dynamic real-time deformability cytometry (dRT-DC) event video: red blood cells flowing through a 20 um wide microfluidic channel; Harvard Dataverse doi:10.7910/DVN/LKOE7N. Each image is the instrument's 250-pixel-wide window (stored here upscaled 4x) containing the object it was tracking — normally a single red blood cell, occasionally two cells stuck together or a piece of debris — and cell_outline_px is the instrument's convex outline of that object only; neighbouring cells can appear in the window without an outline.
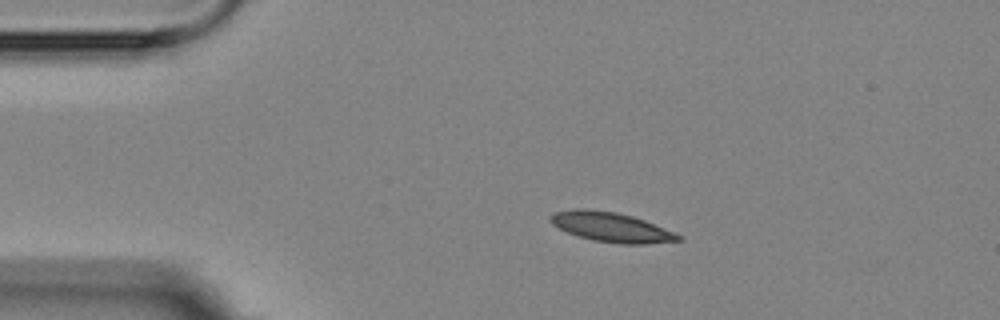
{"species": "Egyptian fruit bat (a non-hibernating species)", "species_latin": "Rousettus aegyptiacus", "temperature_condition": "room temperature", "stored_images_in_passage": 6, "camera_frame_rate_fps": 3000, "um_per_image_px": 0.085, "animal": {"sex": "female"}, "frame": {"image": 1, "passage_image": 4, "time_ms": 3.333, "image_size_px": [1000, 320], "cell_outline_px": [[684, 240], [644, 244], [620, 244], [592, 240], [576, 236], [552, 224], [548, 220], [548, 216], [552, 212], [572, 208], [584, 208], [616, 212], [632, 216], [644, 220], [672, 232], [680, 236]], "centroid_in_image_um": [51.86, 19.29], "position_along_channel_um": 33.1, "area_um2": 22.14}}
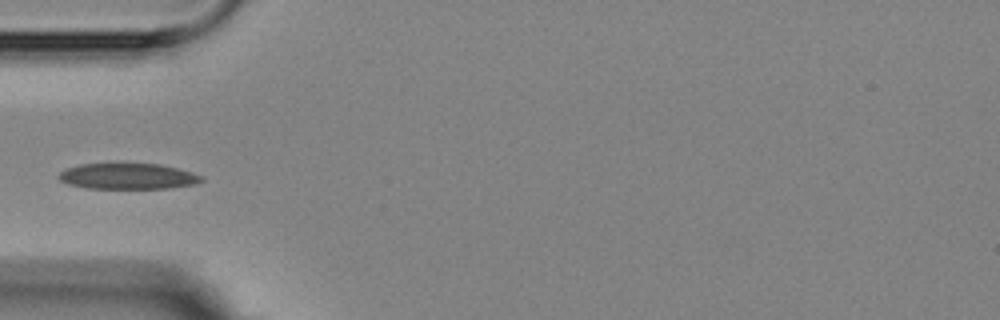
{"frame": {"image": 2, "passage_image": 6, "time_ms": 5.667, "image_size_px": [1000, 320], "cell_outline_px": [[204, 180], [196, 184], [168, 188], [88, 188], [68, 184], [60, 180], [56, 176], [60, 172], [68, 168], [80, 164], [160, 164], [192, 172], [204, 176]], "centroid_in_image_um": [10.89, 14.98], "position_along_channel_um": 74.1, "area_um2": 21.39}}